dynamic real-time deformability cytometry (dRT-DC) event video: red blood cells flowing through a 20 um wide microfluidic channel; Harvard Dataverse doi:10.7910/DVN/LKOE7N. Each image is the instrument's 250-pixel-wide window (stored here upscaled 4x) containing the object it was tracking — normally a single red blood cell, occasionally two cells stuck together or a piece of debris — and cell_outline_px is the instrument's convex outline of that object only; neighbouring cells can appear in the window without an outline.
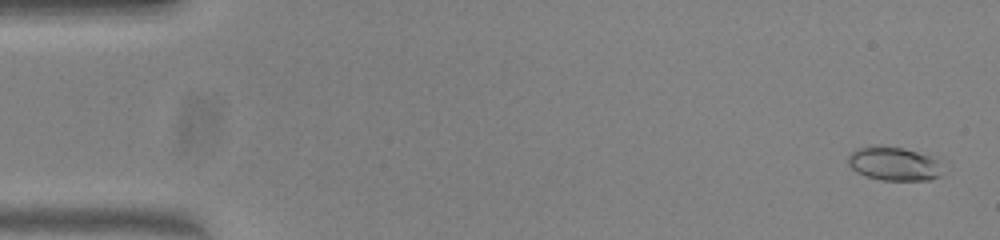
{"species": "common noctule bat (a hibernating species)", "species_latin": "Nyctalus noctula", "temperature_condition": "warm", "stored_images_in_passage": 53, "camera_frame_rate_fps": 3000, "um_per_image_px": 0.085, "animal": {"sex": "female", "body_mass_g": 23.0, "forearm_length_mm": 53.4}, "frame": {"image": 1, "passage_image": 1, "time_ms": 0.0, "image_size_px": [1000, 240], "cell_outline_px": [[940, 176], [928, 180], [880, 180], [856, 172], [848, 164], [848, 156], [856, 148], [880, 144], [904, 148], [928, 156], [936, 160]], "centroid_in_image_um": [75.89, 13.9], "position_along_channel_um": 9.1, "area_um2": 18.32}}
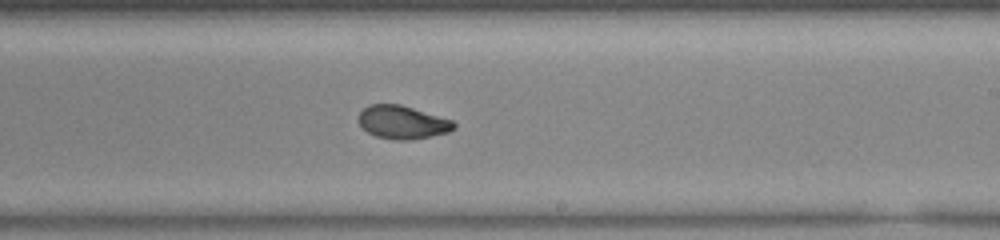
{"frame": {"image": 2, "passage_image": 31, "time_ms": 10.0, "image_size_px": [1000, 240], "cell_outline_px": [[456, 128], [448, 132], [408, 140], [396, 140], [376, 136], [368, 132], [360, 124], [360, 112], [368, 104], [400, 104], [452, 120], [456, 124]], "centroid_in_image_um": [34.22, 10.38], "position_along_channel_um": 254.8, "area_um2": 18.15}}
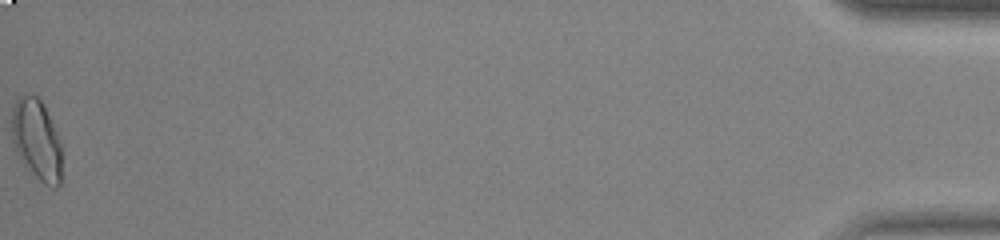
{"frame": {"image": 3, "passage_image": 53, "time_ms": 17.333, "image_size_px": [1000, 240], "cell_outline_px": [[60, 184], [56, 188], [52, 188], [44, 184], [28, 172], [12, 140], [12, 108], [16, 100], [24, 92], [36, 96], [40, 100], [60, 140]], "centroid_in_image_um": [3.09, 11.89], "position_along_channel_um": 432.1, "area_um2": 23.29}, "authors_computed_cell_mechanics": {"area_um2": 18.6694, "velocity_mm_per_s": 3.8405, "shape_relaxation_time_tau1_ms": 4.5945, "shape_relaxation_time_tau2_ms": 1.3941, "deformation_change_tau1": 0.1806, "deformation_change_tau2": 0.0454}}